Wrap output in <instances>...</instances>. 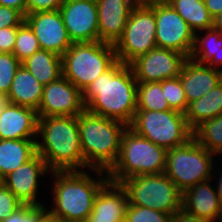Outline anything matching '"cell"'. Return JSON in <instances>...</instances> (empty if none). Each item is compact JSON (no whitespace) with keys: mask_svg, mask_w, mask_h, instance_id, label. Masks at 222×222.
<instances>
[{"mask_svg":"<svg viewBox=\"0 0 222 222\" xmlns=\"http://www.w3.org/2000/svg\"><path fill=\"white\" fill-rule=\"evenodd\" d=\"M82 98L90 113L129 126L137 111V81L132 68L117 60L87 86Z\"/></svg>","mask_w":222,"mask_h":222,"instance_id":"cell-1","label":"cell"},{"mask_svg":"<svg viewBox=\"0 0 222 222\" xmlns=\"http://www.w3.org/2000/svg\"><path fill=\"white\" fill-rule=\"evenodd\" d=\"M92 171L96 179L85 170L51 171L53 205L48 211L63 222H85L93 210L96 195L109 181L107 172Z\"/></svg>","mask_w":222,"mask_h":222,"instance_id":"cell-2","label":"cell"},{"mask_svg":"<svg viewBox=\"0 0 222 222\" xmlns=\"http://www.w3.org/2000/svg\"><path fill=\"white\" fill-rule=\"evenodd\" d=\"M37 153L51 171L83 169L77 116L38 117Z\"/></svg>","mask_w":222,"mask_h":222,"instance_id":"cell-3","label":"cell"},{"mask_svg":"<svg viewBox=\"0 0 222 222\" xmlns=\"http://www.w3.org/2000/svg\"><path fill=\"white\" fill-rule=\"evenodd\" d=\"M83 170L109 172L118 160L121 139L127 125L115 119L90 113L77 115ZM90 169V170H89Z\"/></svg>","mask_w":222,"mask_h":222,"instance_id":"cell-4","label":"cell"},{"mask_svg":"<svg viewBox=\"0 0 222 222\" xmlns=\"http://www.w3.org/2000/svg\"><path fill=\"white\" fill-rule=\"evenodd\" d=\"M167 150L127 127L123 132L118 160L107 173L114 183L134 176L165 173Z\"/></svg>","mask_w":222,"mask_h":222,"instance_id":"cell-5","label":"cell"},{"mask_svg":"<svg viewBox=\"0 0 222 222\" xmlns=\"http://www.w3.org/2000/svg\"><path fill=\"white\" fill-rule=\"evenodd\" d=\"M116 61L113 44L101 41L73 43L62 56L63 76L83 92Z\"/></svg>","mask_w":222,"mask_h":222,"instance_id":"cell-6","label":"cell"},{"mask_svg":"<svg viewBox=\"0 0 222 222\" xmlns=\"http://www.w3.org/2000/svg\"><path fill=\"white\" fill-rule=\"evenodd\" d=\"M214 156L192 138L184 145L167 150L165 174L183 193L213 178Z\"/></svg>","mask_w":222,"mask_h":222,"instance_id":"cell-7","label":"cell"},{"mask_svg":"<svg viewBox=\"0 0 222 222\" xmlns=\"http://www.w3.org/2000/svg\"><path fill=\"white\" fill-rule=\"evenodd\" d=\"M128 127L166 150L184 145L193 138L185 114L175 110H137Z\"/></svg>","mask_w":222,"mask_h":222,"instance_id":"cell-8","label":"cell"},{"mask_svg":"<svg viewBox=\"0 0 222 222\" xmlns=\"http://www.w3.org/2000/svg\"><path fill=\"white\" fill-rule=\"evenodd\" d=\"M120 184L131 205L151 208L171 216L182 209V192L165 173L134 176Z\"/></svg>","mask_w":222,"mask_h":222,"instance_id":"cell-9","label":"cell"},{"mask_svg":"<svg viewBox=\"0 0 222 222\" xmlns=\"http://www.w3.org/2000/svg\"><path fill=\"white\" fill-rule=\"evenodd\" d=\"M154 3L136 4L128 18L125 31L114 44L116 59L129 65L156 46Z\"/></svg>","mask_w":222,"mask_h":222,"instance_id":"cell-10","label":"cell"},{"mask_svg":"<svg viewBox=\"0 0 222 222\" xmlns=\"http://www.w3.org/2000/svg\"><path fill=\"white\" fill-rule=\"evenodd\" d=\"M156 46L171 49L188 58L194 46L195 33L188 23L167 2L154 3Z\"/></svg>","mask_w":222,"mask_h":222,"instance_id":"cell-11","label":"cell"},{"mask_svg":"<svg viewBox=\"0 0 222 222\" xmlns=\"http://www.w3.org/2000/svg\"><path fill=\"white\" fill-rule=\"evenodd\" d=\"M187 59L188 57L180 52L155 47L129 65L137 82H161L178 77Z\"/></svg>","mask_w":222,"mask_h":222,"instance_id":"cell-12","label":"cell"},{"mask_svg":"<svg viewBox=\"0 0 222 222\" xmlns=\"http://www.w3.org/2000/svg\"><path fill=\"white\" fill-rule=\"evenodd\" d=\"M59 11L72 43L99 41L96 1L65 0Z\"/></svg>","mask_w":222,"mask_h":222,"instance_id":"cell-13","label":"cell"},{"mask_svg":"<svg viewBox=\"0 0 222 222\" xmlns=\"http://www.w3.org/2000/svg\"><path fill=\"white\" fill-rule=\"evenodd\" d=\"M82 92L67 78L43 86L42 99L37 110L38 117L77 116L85 110Z\"/></svg>","mask_w":222,"mask_h":222,"instance_id":"cell-14","label":"cell"},{"mask_svg":"<svg viewBox=\"0 0 222 222\" xmlns=\"http://www.w3.org/2000/svg\"><path fill=\"white\" fill-rule=\"evenodd\" d=\"M25 22L34 32L41 49L62 57L73 44L59 10L26 14Z\"/></svg>","mask_w":222,"mask_h":222,"instance_id":"cell-15","label":"cell"},{"mask_svg":"<svg viewBox=\"0 0 222 222\" xmlns=\"http://www.w3.org/2000/svg\"><path fill=\"white\" fill-rule=\"evenodd\" d=\"M48 173L51 170L37 153L31 160L5 176V186L22 204L40 206L43 204L36 199L39 178Z\"/></svg>","mask_w":222,"mask_h":222,"instance_id":"cell-16","label":"cell"},{"mask_svg":"<svg viewBox=\"0 0 222 222\" xmlns=\"http://www.w3.org/2000/svg\"><path fill=\"white\" fill-rule=\"evenodd\" d=\"M133 0L97 1L99 41L115 44L125 31Z\"/></svg>","mask_w":222,"mask_h":222,"instance_id":"cell-17","label":"cell"},{"mask_svg":"<svg viewBox=\"0 0 222 222\" xmlns=\"http://www.w3.org/2000/svg\"><path fill=\"white\" fill-rule=\"evenodd\" d=\"M128 196L119 183L108 181L98 192L93 210L85 222H124Z\"/></svg>","mask_w":222,"mask_h":222,"instance_id":"cell-18","label":"cell"},{"mask_svg":"<svg viewBox=\"0 0 222 222\" xmlns=\"http://www.w3.org/2000/svg\"><path fill=\"white\" fill-rule=\"evenodd\" d=\"M38 115L33 108L7 103L0 114V139H37Z\"/></svg>","mask_w":222,"mask_h":222,"instance_id":"cell-19","label":"cell"},{"mask_svg":"<svg viewBox=\"0 0 222 222\" xmlns=\"http://www.w3.org/2000/svg\"><path fill=\"white\" fill-rule=\"evenodd\" d=\"M179 78L186 100L190 104L222 82V70L197 63L188 58L183 64Z\"/></svg>","mask_w":222,"mask_h":222,"instance_id":"cell-20","label":"cell"},{"mask_svg":"<svg viewBox=\"0 0 222 222\" xmlns=\"http://www.w3.org/2000/svg\"><path fill=\"white\" fill-rule=\"evenodd\" d=\"M212 180L200 182L182 193V209L187 213L216 222L222 217V206Z\"/></svg>","mask_w":222,"mask_h":222,"instance_id":"cell-21","label":"cell"},{"mask_svg":"<svg viewBox=\"0 0 222 222\" xmlns=\"http://www.w3.org/2000/svg\"><path fill=\"white\" fill-rule=\"evenodd\" d=\"M43 85L21 64L7 94L8 102L35 109L39 108Z\"/></svg>","mask_w":222,"mask_h":222,"instance_id":"cell-22","label":"cell"},{"mask_svg":"<svg viewBox=\"0 0 222 222\" xmlns=\"http://www.w3.org/2000/svg\"><path fill=\"white\" fill-rule=\"evenodd\" d=\"M37 139H0V173L5 177L37 154Z\"/></svg>","mask_w":222,"mask_h":222,"instance_id":"cell-23","label":"cell"},{"mask_svg":"<svg viewBox=\"0 0 222 222\" xmlns=\"http://www.w3.org/2000/svg\"><path fill=\"white\" fill-rule=\"evenodd\" d=\"M43 86L63 76L62 57L40 49L21 63Z\"/></svg>","mask_w":222,"mask_h":222,"instance_id":"cell-24","label":"cell"},{"mask_svg":"<svg viewBox=\"0 0 222 222\" xmlns=\"http://www.w3.org/2000/svg\"><path fill=\"white\" fill-rule=\"evenodd\" d=\"M203 31L206 33L201 38L195 34L189 58L197 63L222 70L219 66L222 65V33L213 27Z\"/></svg>","mask_w":222,"mask_h":222,"instance_id":"cell-25","label":"cell"},{"mask_svg":"<svg viewBox=\"0 0 222 222\" xmlns=\"http://www.w3.org/2000/svg\"><path fill=\"white\" fill-rule=\"evenodd\" d=\"M222 114V82L198 100L191 102L185 113L189 127L194 130L204 121Z\"/></svg>","mask_w":222,"mask_h":222,"instance_id":"cell-26","label":"cell"},{"mask_svg":"<svg viewBox=\"0 0 222 222\" xmlns=\"http://www.w3.org/2000/svg\"><path fill=\"white\" fill-rule=\"evenodd\" d=\"M188 23L191 30L198 34L213 27V18L204 4V0H166Z\"/></svg>","mask_w":222,"mask_h":222,"instance_id":"cell-27","label":"cell"},{"mask_svg":"<svg viewBox=\"0 0 222 222\" xmlns=\"http://www.w3.org/2000/svg\"><path fill=\"white\" fill-rule=\"evenodd\" d=\"M161 82H137V110H172L165 98Z\"/></svg>","mask_w":222,"mask_h":222,"instance_id":"cell-28","label":"cell"},{"mask_svg":"<svg viewBox=\"0 0 222 222\" xmlns=\"http://www.w3.org/2000/svg\"><path fill=\"white\" fill-rule=\"evenodd\" d=\"M193 138L212 154H222V114L195 128Z\"/></svg>","mask_w":222,"mask_h":222,"instance_id":"cell-29","label":"cell"},{"mask_svg":"<svg viewBox=\"0 0 222 222\" xmlns=\"http://www.w3.org/2000/svg\"><path fill=\"white\" fill-rule=\"evenodd\" d=\"M40 49L38 39L29 25L24 21L17 27L16 43L13 54L22 63Z\"/></svg>","mask_w":222,"mask_h":222,"instance_id":"cell-30","label":"cell"},{"mask_svg":"<svg viewBox=\"0 0 222 222\" xmlns=\"http://www.w3.org/2000/svg\"><path fill=\"white\" fill-rule=\"evenodd\" d=\"M162 89H165V98L168 101L169 107L172 110L185 114L189 104L179 76L163 80Z\"/></svg>","mask_w":222,"mask_h":222,"instance_id":"cell-31","label":"cell"},{"mask_svg":"<svg viewBox=\"0 0 222 222\" xmlns=\"http://www.w3.org/2000/svg\"><path fill=\"white\" fill-rule=\"evenodd\" d=\"M20 66L21 62L13 53H0V94L7 96Z\"/></svg>","mask_w":222,"mask_h":222,"instance_id":"cell-32","label":"cell"},{"mask_svg":"<svg viewBox=\"0 0 222 222\" xmlns=\"http://www.w3.org/2000/svg\"><path fill=\"white\" fill-rule=\"evenodd\" d=\"M170 218L168 213L129 204L124 222H170Z\"/></svg>","mask_w":222,"mask_h":222,"instance_id":"cell-33","label":"cell"},{"mask_svg":"<svg viewBox=\"0 0 222 222\" xmlns=\"http://www.w3.org/2000/svg\"><path fill=\"white\" fill-rule=\"evenodd\" d=\"M47 210L44 205L33 206L23 204L18 210L1 222H40Z\"/></svg>","mask_w":222,"mask_h":222,"instance_id":"cell-34","label":"cell"},{"mask_svg":"<svg viewBox=\"0 0 222 222\" xmlns=\"http://www.w3.org/2000/svg\"><path fill=\"white\" fill-rule=\"evenodd\" d=\"M22 205L23 204L6 186L0 188V222L8 218Z\"/></svg>","mask_w":222,"mask_h":222,"instance_id":"cell-35","label":"cell"},{"mask_svg":"<svg viewBox=\"0 0 222 222\" xmlns=\"http://www.w3.org/2000/svg\"><path fill=\"white\" fill-rule=\"evenodd\" d=\"M25 21V16L11 7L0 5V30L7 27H18Z\"/></svg>","mask_w":222,"mask_h":222,"instance_id":"cell-36","label":"cell"},{"mask_svg":"<svg viewBox=\"0 0 222 222\" xmlns=\"http://www.w3.org/2000/svg\"><path fill=\"white\" fill-rule=\"evenodd\" d=\"M64 1L65 0H28L26 14L59 10Z\"/></svg>","mask_w":222,"mask_h":222,"instance_id":"cell-37","label":"cell"},{"mask_svg":"<svg viewBox=\"0 0 222 222\" xmlns=\"http://www.w3.org/2000/svg\"><path fill=\"white\" fill-rule=\"evenodd\" d=\"M16 34L17 27H7L0 30V53H13Z\"/></svg>","mask_w":222,"mask_h":222,"instance_id":"cell-38","label":"cell"},{"mask_svg":"<svg viewBox=\"0 0 222 222\" xmlns=\"http://www.w3.org/2000/svg\"><path fill=\"white\" fill-rule=\"evenodd\" d=\"M170 222H211V221L199 218L198 216L191 215L187 213L185 210L181 209L171 216Z\"/></svg>","mask_w":222,"mask_h":222,"instance_id":"cell-39","label":"cell"},{"mask_svg":"<svg viewBox=\"0 0 222 222\" xmlns=\"http://www.w3.org/2000/svg\"><path fill=\"white\" fill-rule=\"evenodd\" d=\"M28 0H0L1 6L11 7L19 10L24 16L26 15Z\"/></svg>","mask_w":222,"mask_h":222,"instance_id":"cell-40","label":"cell"},{"mask_svg":"<svg viewBox=\"0 0 222 222\" xmlns=\"http://www.w3.org/2000/svg\"><path fill=\"white\" fill-rule=\"evenodd\" d=\"M204 4L212 18L222 12V0H204Z\"/></svg>","mask_w":222,"mask_h":222,"instance_id":"cell-41","label":"cell"},{"mask_svg":"<svg viewBox=\"0 0 222 222\" xmlns=\"http://www.w3.org/2000/svg\"><path fill=\"white\" fill-rule=\"evenodd\" d=\"M40 222H63L59 217L52 215L47 211L41 218Z\"/></svg>","mask_w":222,"mask_h":222,"instance_id":"cell-42","label":"cell"},{"mask_svg":"<svg viewBox=\"0 0 222 222\" xmlns=\"http://www.w3.org/2000/svg\"><path fill=\"white\" fill-rule=\"evenodd\" d=\"M213 28L222 33V12L213 18Z\"/></svg>","mask_w":222,"mask_h":222,"instance_id":"cell-43","label":"cell"},{"mask_svg":"<svg viewBox=\"0 0 222 222\" xmlns=\"http://www.w3.org/2000/svg\"><path fill=\"white\" fill-rule=\"evenodd\" d=\"M217 181H218V183H217L218 185L214 186V188L217 187L216 192H217V195L219 196L220 204L222 206V172H221V175Z\"/></svg>","mask_w":222,"mask_h":222,"instance_id":"cell-44","label":"cell"},{"mask_svg":"<svg viewBox=\"0 0 222 222\" xmlns=\"http://www.w3.org/2000/svg\"><path fill=\"white\" fill-rule=\"evenodd\" d=\"M135 4H152V3H158V2H165L166 0H133Z\"/></svg>","mask_w":222,"mask_h":222,"instance_id":"cell-45","label":"cell"},{"mask_svg":"<svg viewBox=\"0 0 222 222\" xmlns=\"http://www.w3.org/2000/svg\"><path fill=\"white\" fill-rule=\"evenodd\" d=\"M7 103H8V98L6 97V95L0 94V114L2 113Z\"/></svg>","mask_w":222,"mask_h":222,"instance_id":"cell-46","label":"cell"},{"mask_svg":"<svg viewBox=\"0 0 222 222\" xmlns=\"http://www.w3.org/2000/svg\"><path fill=\"white\" fill-rule=\"evenodd\" d=\"M5 186V177L0 173V188Z\"/></svg>","mask_w":222,"mask_h":222,"instance_id":"cell-47","label":"cell"}]
</instances>
